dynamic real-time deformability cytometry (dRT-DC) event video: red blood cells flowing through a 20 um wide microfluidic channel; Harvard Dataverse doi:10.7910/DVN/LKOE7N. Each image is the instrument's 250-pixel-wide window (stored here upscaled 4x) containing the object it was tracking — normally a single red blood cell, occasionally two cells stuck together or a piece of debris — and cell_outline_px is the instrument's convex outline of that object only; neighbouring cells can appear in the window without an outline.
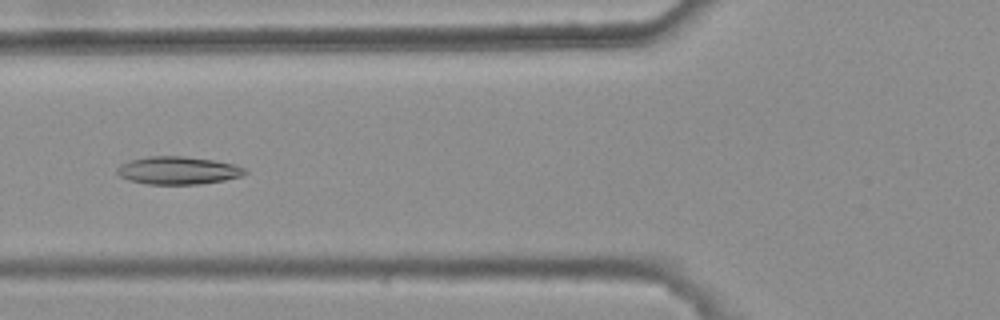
{"species": "common noctule bat (a hibernating species)", "species_latin": "Nyctalus noctula", "temperature_condition": "warm", "stored_images_in_passage": 6, "camera_frame_rate_fps": 3000, "um_per_image_px": 0.085, "animal": {"sex": "female", "body_mass_g": 25.1}, "frame": {"image": 1, "passage_image": 6, "time_ms": 1.667, "image_size_px": [1000, 320], "cell_outline_px": [[248, 172], [240, 176], [224, 180], [200, 184], [148, 184], [128, 180], [120, 176], [116, 172], [116, 168], [132, 160], [148, 156], [184, 156], [212, 160], [232, 164], [244, 168]], "centroid_in_image_um": [15.12, 14.49], "position_along_channel_um": 110.7, "area_um2": 20.46}}